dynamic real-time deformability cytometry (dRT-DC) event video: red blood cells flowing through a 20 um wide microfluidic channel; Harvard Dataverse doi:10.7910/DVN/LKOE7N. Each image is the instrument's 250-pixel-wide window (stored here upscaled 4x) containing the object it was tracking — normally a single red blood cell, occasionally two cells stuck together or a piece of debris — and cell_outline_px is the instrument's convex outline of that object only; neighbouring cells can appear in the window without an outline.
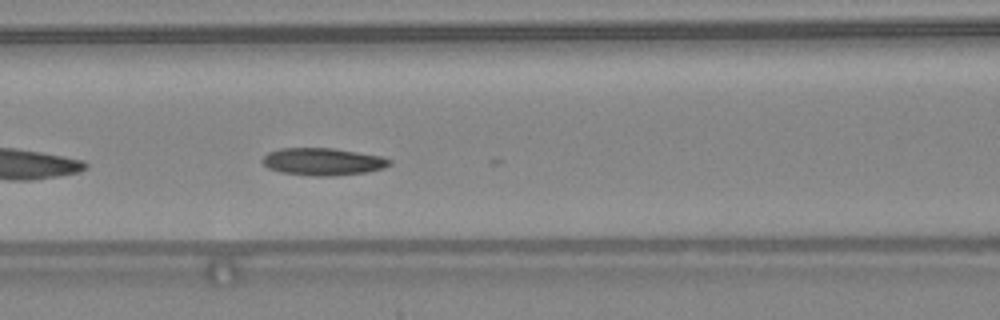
{"species": "common noctule bat (a hibernating species)", "species_latin": "Nyctalus noctula", "temperature_condition": "warm", "stored_images_in_passage": 16, "camera_frame_rate_fps": 3000, "um_per_image_px": 0.085, "animal": {"sex": "female", "body_mass_g": 24.6, "forearm_length_mm": 56.2}, "frame": {"image": 1, "passage_image": 13, "time_ms": 4.0, "image_size_px": [1000, 320], "cell_outline_px": [[392, 164], [384, 168], [368, 172], [336, 176], [312, 176], [280, 172], [268, 168], [260, 160], [268, 152], [280, 148], [332, 148], [380, 156], [392, 160]], "centroid_in_image_um": [27.44, 13.75], "position_along_channel_um": 139.2, "area_um2": 20.4}}